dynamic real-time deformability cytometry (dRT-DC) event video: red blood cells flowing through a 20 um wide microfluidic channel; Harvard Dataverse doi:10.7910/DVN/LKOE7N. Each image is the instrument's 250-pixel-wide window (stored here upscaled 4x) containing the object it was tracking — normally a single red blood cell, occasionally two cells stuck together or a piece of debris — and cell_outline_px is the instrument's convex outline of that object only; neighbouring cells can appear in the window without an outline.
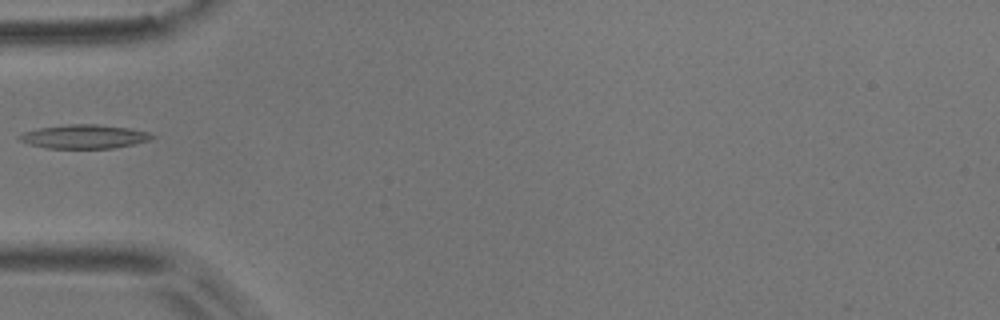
{"species": "common noctule bat (a hibernating species)", "species_latin": "Nyctalus noctula", "temperature_condition": "room temperature", "stored_images_in_passage": 5, "camera_frame_rate_fps": 3000, "um_per_image_px": 0.085, "animal": {"sex": "male", "body_mass_g": 17.9}, "frame": {"image": 1, "passage_image": 5, "time_ms": 1.333, "image_size_px": [1000, 320], "cell_outline_px": [[156, 136], [148, 140], [132, 144], [112, 148], [44, 148], [28, 144], [20, 140], [16, 136], [24, 132], [40, 128], [68, 124], [96, 124], [128, 128], [148, 132]], "centroid_in_image_um": [7.12, 11.61], "position_along_channel_um": 77.9, "area_um2": 18.26}}